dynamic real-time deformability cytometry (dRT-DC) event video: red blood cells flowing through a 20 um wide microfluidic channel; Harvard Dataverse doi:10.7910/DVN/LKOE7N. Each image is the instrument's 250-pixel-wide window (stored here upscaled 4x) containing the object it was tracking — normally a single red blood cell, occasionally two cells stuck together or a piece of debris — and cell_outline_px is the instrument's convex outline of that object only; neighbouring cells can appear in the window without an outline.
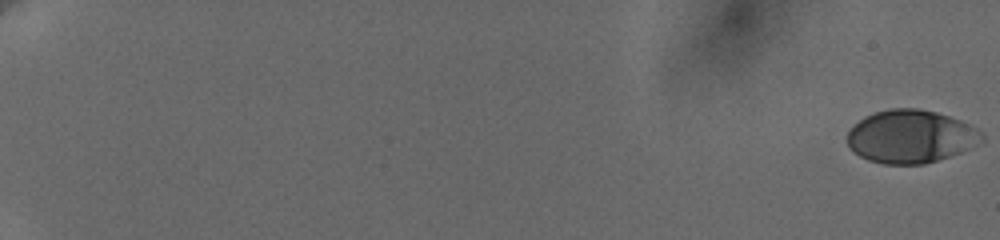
{"species": "human", "species_latin": "Homo sapiens", "temperature_condition": "cold", "stored_images_in_passage": 23, "camera_frame_rate_fps": 3000, "um_per_image_px": 0.085, "donor": {"sex": "female"}, "frame": {"image": 1, "passage_image": 1, "time_ms": 0.0, "image_size_px": [1000, 240], "cell_outline_px": [[984, 140], [980, 144], [960, 152], [924, 164], [884, 164], [868, 160], [852, 152], [848, 148], [848, 132], [864, 116], [876, 112], [892, 108], [920, 108], [936, 112], [960, 120], [984, 132]], "centroid_in_image_um": [77.43, 11.6], "position_along_channel_um": 7.6, "area_um2": 41.62}}
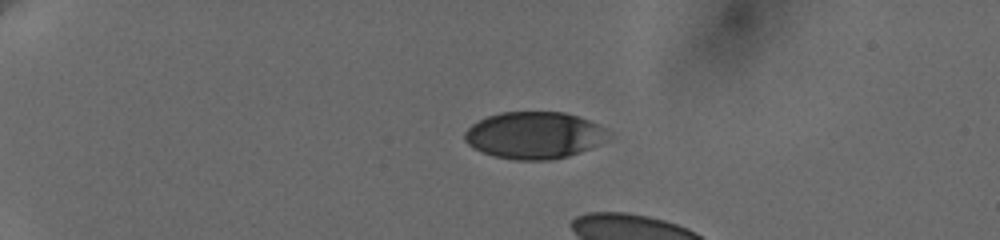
{"frame": {"image": 2, "passage_image": 17, "time_ms": 5.333, "image_size_px": [1000, 240], "cell_outline_px": [[604, 128], [596, 144], [580, 152], [568, 156], [552, 160], [516, 160], [492, 156], [472, 148], [464, 140], [464, 132], [472, 124], [488, 116], [500, 112], [564, 112], [588, 120]], "centroid_in_image_um": [45.26, 11.5], "position_along_channel_um": 39.7, "area_um2": 38.49}}